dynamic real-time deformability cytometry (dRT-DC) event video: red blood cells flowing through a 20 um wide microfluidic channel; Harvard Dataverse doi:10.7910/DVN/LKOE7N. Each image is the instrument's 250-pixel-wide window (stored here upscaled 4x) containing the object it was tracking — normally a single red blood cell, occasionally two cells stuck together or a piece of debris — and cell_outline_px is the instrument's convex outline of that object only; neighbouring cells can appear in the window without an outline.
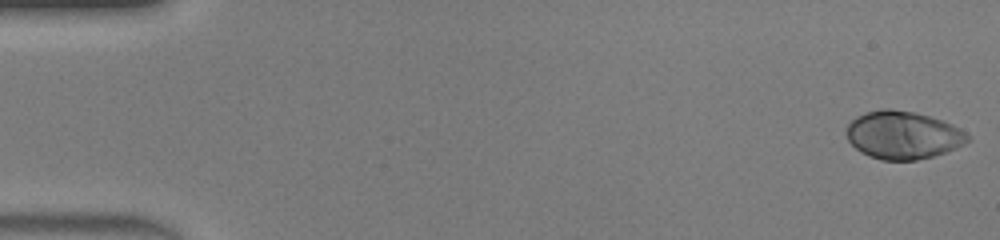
{"species": "human", "species_latin": "Homo sapiens", "temperature_condition": "warm", "stored_images_in_passage": 47, "camera_frame_rate_fps": 3000, "um_per_image_px": 0.085, "donor": {"sex": "male"}, "frame": {"image": 1, "passage_image": 1, "time_ms": 0.0, "image_size_px": [1000, 240], "cell_outline_px": [[972, 140], [964, 144], [944, 152], [932, 156], [916, 160], [880, 160], [868, 156], [860, 152], [848, 140], [844, 132], [848, 124], [856, 116], [880, 108], [888, 108], [916, 112], [952, 124], [960, 128]], "centroid_in_image_um": [76.71, 11.48], "position_along_channel_um": 8.3, "area_um2": 33.87}}
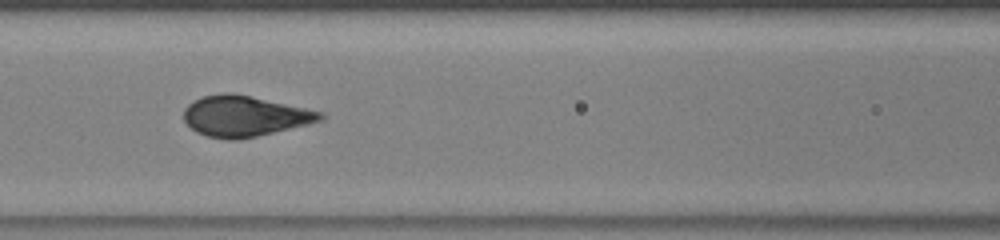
{"frame": {"image": 2, "passage_image": 21, "time_ms": 6.667, "image_size_px": [1000, 240], "cell_outline_px": [[324, 120], [308, 124], [256, 136], [236, 140], [228, 140], [208, 136], [196, 132], [184, 120], [184, 108], [188, 104], [204, 96], [224, 92], [232, 92], [324, 112]], "centroid_in_image_um": [20.79, 9.87], "position_along_channel_um": 145.8, "area_um2": 32.14}}
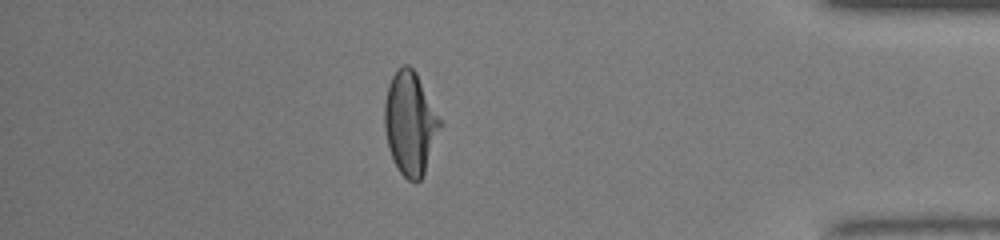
{"frame": {"image": 3, "passage_image": 41, "time_ms": 13.333, "image_size_px": [1000, 240], "cell_outline_px": [[444, 124], [424, 172], [420, 180], [416, 184], [408, 180], [400, 172], [388, 148], [384, 128], [384, 104], [388, 84], [392, 76], [404, 64], [408, 64], [416, 72]], "centroid_in_image_um": [34.88, 10.48], "position_along_channel_um": 400.3, "area_um2": 33.58}, "authors_computed_cell_mechanics": {"area_um2": 32.946, "velocity_mm_per_s": 4.3777, "shape_relaxation_time_tau1_ms": 3.4034, "shape_relaxation_time_tau2_ms": null, "deformation_change_tau1": 0.205, "deformation_change_tau2": null}}